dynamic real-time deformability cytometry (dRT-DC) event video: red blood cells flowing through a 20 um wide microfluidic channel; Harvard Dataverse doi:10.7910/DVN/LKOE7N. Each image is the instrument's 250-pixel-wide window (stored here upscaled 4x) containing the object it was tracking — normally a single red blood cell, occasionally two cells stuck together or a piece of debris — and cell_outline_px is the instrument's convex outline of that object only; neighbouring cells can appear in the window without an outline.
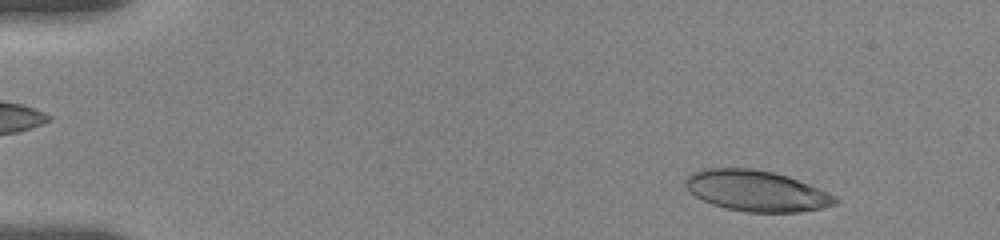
{"species": "human", "species_latin": "Homo sapiens", "temperature_condition": "room temperature", "stored_images_in_passage": 28, "camera_frame_rate_fps": 3000, "um_per_image_px": 0.085, "donor": {"sex": "female"}, "frame": {"image": 1, "passage_image": 5, "time_ms": 1.0, "image_size_px": [1000, 240], "cell_outline_px": [[840, 200], [836, 204], [820, 208], [800, 212], [748, 212], [728, 208], [712, 204], [696, 196], [684, 184], [684, 180], [692, 172], [704, 168], [752, 168], [772, 172], [788, 176], [808, 184], [836, 196]], "centroid_in_image_um": [64.3, 16.21], "position_along_channel_um": 20.7, "area_um2": 35.37}}
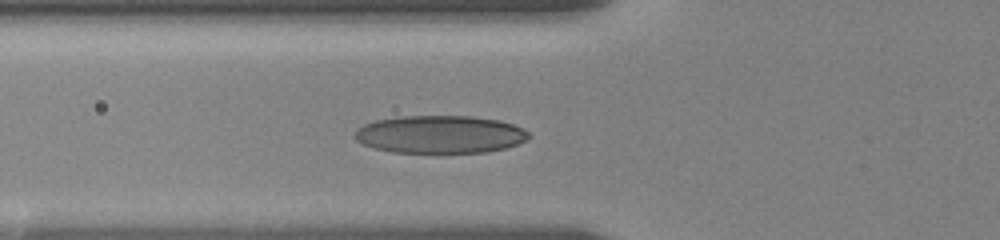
{"frame": {"image": 2, "passage_image": 22, "time_ms": 5.667, "image_size_px": [1000, 240], "cell_outline_px": [[532, 136], [528, 140], [504, 148], [488, 152], [392, 152], [372, 148], [356, 140], [356, 128], [364, 124], [376, 120], [400, 116], [472, 116], [500, 120], [524, 128]], "centroid_in_image_um": [37.43, 11.41], "position_along_channel_um": 88.4, "area_um2": 38.38}}
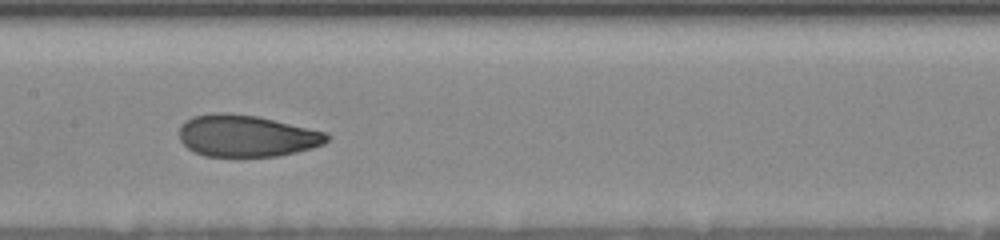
{"frame": {"image": 3, "passage_image": 27, "time_ms": 8.333, "image_size_px": [1000, 240], "cell_outline_px": [[332, 136], [324, 144], [312, 148], [296, 152], [276, 156], [204, 156], [192, 152], [180, 140], [180, 124], [184, 120], [192, 116], [216, 112], [224, 112], [256, 116], [328, 132]], "centroid_in_image_um": [20.95, 11.54], "position_along_channel_um": 186.4, "area_um2": 36.18}}